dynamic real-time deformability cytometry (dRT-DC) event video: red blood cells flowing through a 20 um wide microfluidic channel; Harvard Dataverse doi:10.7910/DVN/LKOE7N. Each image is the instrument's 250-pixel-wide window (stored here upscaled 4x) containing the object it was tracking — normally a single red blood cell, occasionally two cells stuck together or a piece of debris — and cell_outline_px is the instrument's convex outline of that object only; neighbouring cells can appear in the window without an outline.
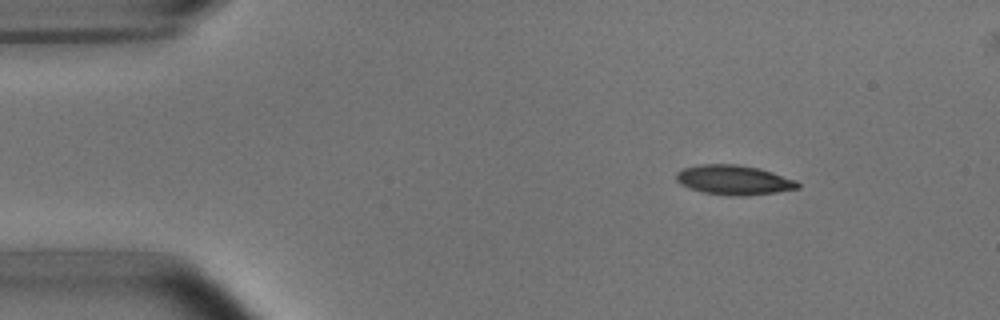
{"species": "common noctule bat (a hibernating species)", "species_latin": "Nyctalus noctula", "temperature_condition": "room temperature", "stored_images_in_passage": 3, "camera_frame_rate_fps": 3000, "um_per_image_px": 0.085, "animal": {"sex": "male", "body_mass_g": 15.6}, "frame": {"image": 1, "passage_image": 1, "time_ms": 0.0, "image_size_px": [1000, 320], "cell_outline_px": [[800, 188], [776, 192], [744, 196], [728, 196], [704, 192], [680, 184], [676, 180], [676, 172], [680, 168], [700, 164], [736, 164], [760, 168], [796, 180], [800, 184]], "centroid_in_image_um": [62.37, 15.29], "position_along_channel_um": 22.6, "area_um2": 21.1}}